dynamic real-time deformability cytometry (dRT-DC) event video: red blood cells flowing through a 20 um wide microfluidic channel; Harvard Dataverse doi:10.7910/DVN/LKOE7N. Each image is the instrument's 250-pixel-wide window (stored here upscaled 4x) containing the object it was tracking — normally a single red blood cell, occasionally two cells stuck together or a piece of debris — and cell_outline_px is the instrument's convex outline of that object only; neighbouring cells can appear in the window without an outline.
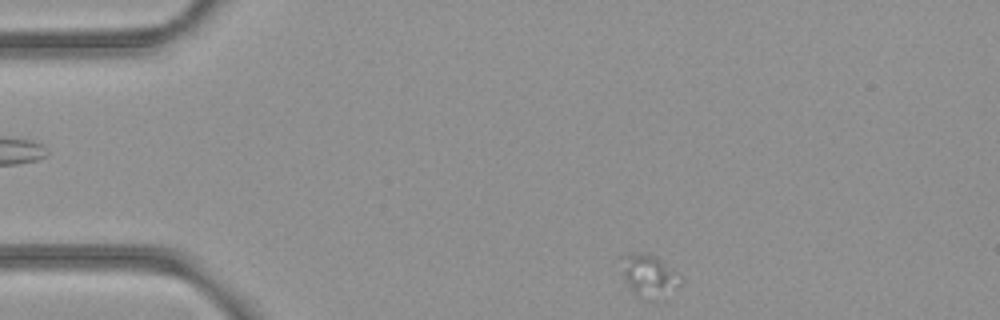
{"species": "common noctule bat (a hibernating species)", "species_latin": "Nyctalus noctula", "temperature_condition": "room temperature", "stored_images_in_passage": 4, "camera_frame_rate_fps": 3000, "um_per_image_px": 0.085, "animal": {"sex": "female", "body_mass_g": 21.9}, "frame": {"image": 1, "passage_image": 4, "time_ms": 1.0, "image_size_px": [1000, 320], "cell_outline_px": [[684, 284], [652, 300], [640, 300], [628, 284], [624, 276], [620, 256], [628, 252], [648, 252], [656, 256], [676, 272], [684, 280]], "centroid_in_image_um": [55.16, 23.4], "position_along_channel_um": 29.8, "area_um2": 14.74}}